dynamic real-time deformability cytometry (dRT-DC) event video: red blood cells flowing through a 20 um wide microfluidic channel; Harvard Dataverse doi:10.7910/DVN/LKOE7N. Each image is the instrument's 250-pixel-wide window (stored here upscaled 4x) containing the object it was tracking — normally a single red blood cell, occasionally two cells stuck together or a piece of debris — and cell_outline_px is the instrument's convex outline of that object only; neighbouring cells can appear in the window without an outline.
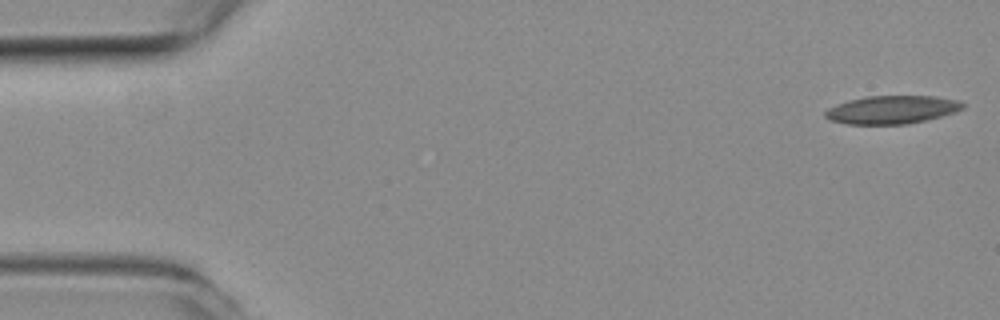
{"species": "common noctule bat (a hibernating species)", "species_latin": "Nyctalus noctula", "temperature_condition": "room temperature", "stored_images_in_passage": 8, "camera_frame_rate_fps": 3000, "um_per_image_px": 0.085, "animal": {"sex": "female", "body_mass_g": 19.3, "forearm_length_mm": 54.1}, "frame": {"image": 1, "passage_image": 1, "time_ms": 0.0, "image_size_px": [1000, 320], "cell_outline_px": [[964, 108], [956, 112], [908, 124], [848, 124], [828, 120], [824, 116], [824, 112], [828, 108], [836, 104], [848, 100], [868, 96], [936, 96], [960, 100], [964, 104]], "centroid_in_image_um": [75.8, 9.32], "position_along_channel_um": 9.2, "area_um2": 22.66}}